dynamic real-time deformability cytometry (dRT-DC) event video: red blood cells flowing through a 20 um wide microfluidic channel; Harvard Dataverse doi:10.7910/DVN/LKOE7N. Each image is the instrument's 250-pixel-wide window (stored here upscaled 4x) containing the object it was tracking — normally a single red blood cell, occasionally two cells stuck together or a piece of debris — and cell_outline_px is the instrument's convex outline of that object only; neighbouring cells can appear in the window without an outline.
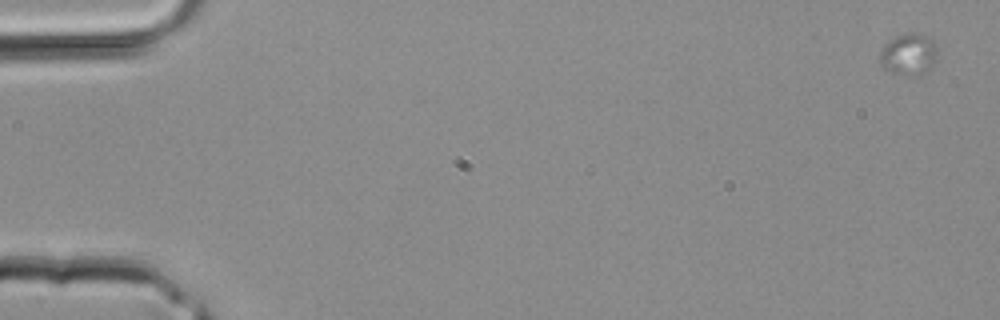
{"species": "common noctule bat (a hibernating species)", "species_latin": "Nyctalus noctula", "temperature_condition": "room temperature", "stored_images_in_passage": 3, "camera_frame_rate_fps": 3000, "um_per_image_px": 0.085, "animal": {"sex": "male", "body_mass_g": 20.4}, "frame": {"image": 1, "passage_image": 1, "time_ms": 0.0, "image_size_px": [1000, 320], "cell_outline_px": [[936, 52], [932, 60], [924, 72], [916, 76], [900, 76], [884, 68], [880, 60], [880, 52], [896, 36], [904, 32], [916, 32], [932, 40], [936, 44]], "centroid_in_image_um": [77.21, 4.62], "position_along_channel_um": 7.8, "area_um2": 13.47}}